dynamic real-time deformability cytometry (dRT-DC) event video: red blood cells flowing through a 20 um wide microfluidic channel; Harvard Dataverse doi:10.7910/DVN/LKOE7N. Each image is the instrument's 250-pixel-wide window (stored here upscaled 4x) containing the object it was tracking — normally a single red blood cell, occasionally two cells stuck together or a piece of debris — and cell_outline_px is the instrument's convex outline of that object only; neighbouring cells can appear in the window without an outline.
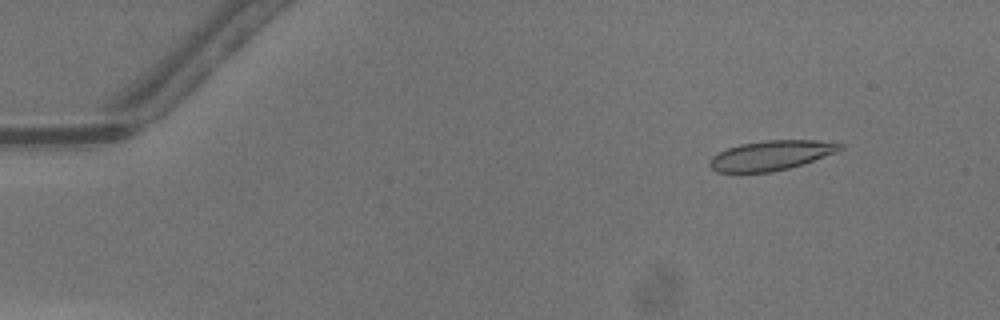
{"species": "common noctule bat (a hibernating species)", "species_latin": "Nyctalus noctula", "temperature_condition": "warm", "stored_images_in_passage": 49, "camera_frame_rate_fps": 3000, "um_per_image_px": 0.085, "animal": {"sex": "male", "body_mass_g": 13.3}, "frame": {"image": 1, "passage_image": 6, "time_ms": 1.667, "image_size_px": [1000, 320], "cell_outline_px": [[844, 148], [836, 152], [804, 164], [772, 172], [716, 172], [708, 164], [708, 160], [716, 152], [740, 144], [764, 140], [816, 140], [844, 144]], "centroid_in_image_um": [65.52, 13.2], "position_along_channel_um": 19.5, "area_um2": 22.72}}
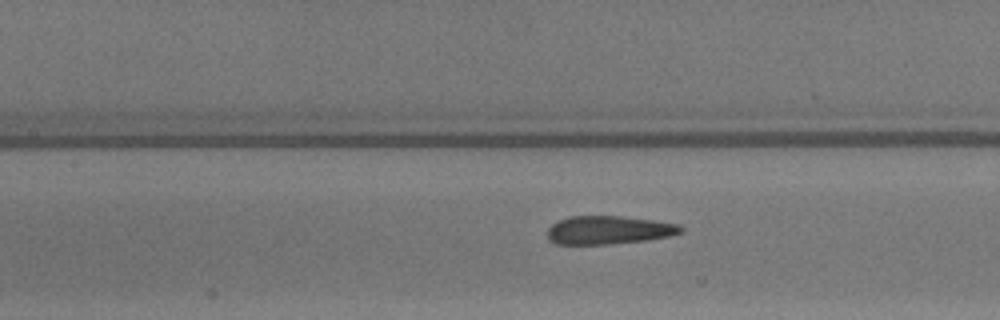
{"frame": {"image": 2, "passage_image": 23, "time_ms": 7.333, "image_size_px": [1000, 320], "cell_outline_px": [[684, 232], [668, 236], [648, 240], [608, 244], [556, 244], [548, 240], [548, 228], [552, 224], [568, 216], [620, 216], [652, 220], [680, 224], [684, 228]], "centroid_in_image_um": [51.75, 19.55], "position_along_channel_um": 155.6, "area_um2": 22.08}}
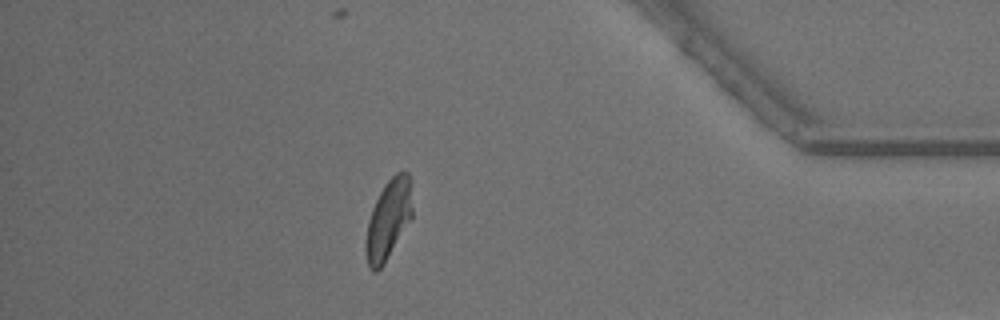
{"frame": {"image": 3, "passage_image": 43, "time_ms": 14.0, "image_size_px": [1000, 320], "cell_outline_px": [[412, 220], [384, 264], [376, 272], [372, 272], [368, 268], [364, 252], [364, 244], [368, 220], [372, 208], [384, 184], [396, 172], [408, 172], [412, 180]], "centroid_in_image_um": [33.02, 18.68], "position_along_channel_um": 402.2, "area_um2": 22.31}, "authors_computed_cell_mechanics": {"area_um2": 22.7732, "velocity_mm_per_s": 4.2907, "shape_relaxation_time_tau1_ms": 3.6961, "shape_relaxation_time_tau2_ms": 0.8363, "deformation_change_tau1": 0.1649, "deformation_change_tau2": 0.1024}}